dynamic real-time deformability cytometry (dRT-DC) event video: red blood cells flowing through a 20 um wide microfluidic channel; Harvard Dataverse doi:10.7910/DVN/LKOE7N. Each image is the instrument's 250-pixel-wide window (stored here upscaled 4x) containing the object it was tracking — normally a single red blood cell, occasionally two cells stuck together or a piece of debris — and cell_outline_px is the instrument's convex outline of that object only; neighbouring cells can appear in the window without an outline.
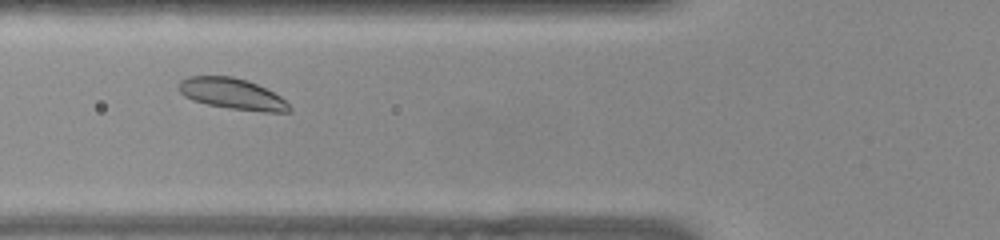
{"species": "common noctule bat (a hibernating species)", "species_latin": "Nyctalus noctula", "temperature_condition": "warm", "stored_images_in_passage": 30, "camera_frame_rate_fps": 3000, "um_per_image_px": 0.085, "animal": {"sex": "female", "body_mass_g": 22.0, "forearm_length_mm": 56.7}, "frame": {"image": 1, "passage_image": 8, "time_ms": 2.333, "image_size_px": [1000, 240], "cell_outline_px": [[292, 112], [264, 112], [232, 108], [208, 104], [192, 100], [184, 96], [180, 92], [180, 80], [188, 76], [232, 76], [248, 80], [280, 96], [292, 108]], "centroid_in_image_um": [19.75, 7.97], "position_along_channel_um": 106.1, "area_um2": 19.77}}
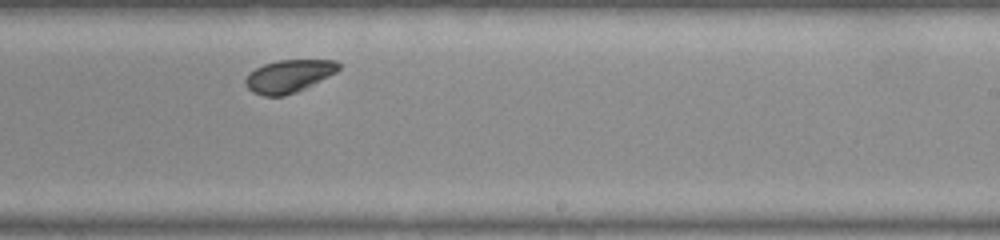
{"frame": {"image": 2, "passage_image": 21, "time_ms": 6.667, "image_size_px": [1000, 240], "cell_outline_px": [[340, 68], [336, 72], [296, 92], [284, 96], [264, 96], [252, 92], [244, 84], [244, 80], [248, 72], [264, 64], [280, 60], [336, 60], [340, 64]], "centroid_in_image_um": [24.5, 6.47], "position_along_channel_um": 264.5, "area_um2": 17.69}}
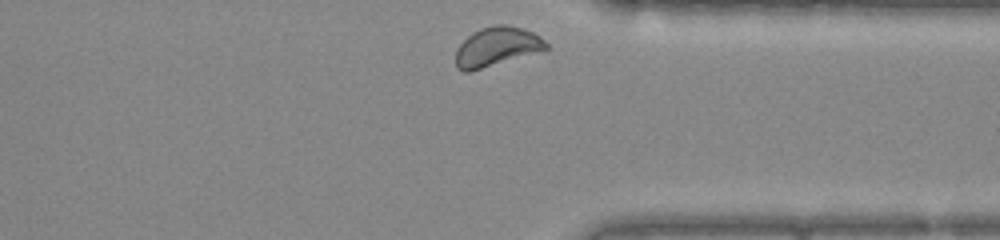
{"frame": {"image": 3, "passage_image": 30, "time_ms": 9.667, "image_size_px": [1000, 240], "cell_outline_px": [[548, 48], [468, 72], [464, 72], [456, 68], [456, 48], [472, 32], [480, 28], [496, 24], [504, 24], [524, 28], [540, 36], [548, 44]], "centroid_in_image_um": [42.18, 3.94], "position_along_channel_um": 369.2, "area_um2": 20.29}, "authors_computed_cell_mechanics": {"area_um2": 19.0162, "velocity_mm_per_s": 3.6128, "shape_relaxation_time_tau1_ms": 3.5027, "shape_relaxation_time_tau2_ms": null, "deformation_change_tau1": 0.3228, "deformation_change_tau2": null}}